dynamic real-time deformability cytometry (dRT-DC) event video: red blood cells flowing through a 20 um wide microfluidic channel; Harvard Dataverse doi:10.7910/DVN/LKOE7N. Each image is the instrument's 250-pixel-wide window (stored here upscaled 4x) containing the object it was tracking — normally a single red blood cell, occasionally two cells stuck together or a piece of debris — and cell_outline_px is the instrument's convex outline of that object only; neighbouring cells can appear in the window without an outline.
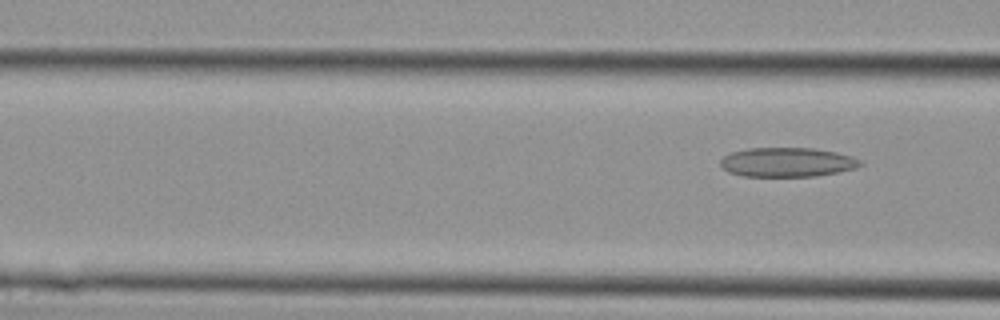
{"species": "Egyptian fruit bat (a non-hibernating species)", "species_latin": "Rousettus aegyptiacus", "temperature_condition": "cold", "stored_images_in_passage": 5, "segment_of_instrument_passage": [2, 2], "camera_frame_rate_fps": 3000, "um_per_image_px": 0.085, "animal": {"sex": "female"}, "frame": {"image": 1, "passage_image": 5, "time_ms": 1.333, "image_size_px": [1000, 320], "cell_outline_px": [[864, 164], [856, 168], [816, 176], [744, 176], [728, 172], [720, 164], [720, 160], [724, 156], [732, 152], [748, 148], [812, 148], [836, 152], [852, 156], [860, 160]], "centroid_in_image_um": [66.92, 13.78], "position_along_channel_um": 99.7, "area_um2": 23.81}}